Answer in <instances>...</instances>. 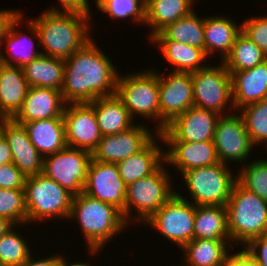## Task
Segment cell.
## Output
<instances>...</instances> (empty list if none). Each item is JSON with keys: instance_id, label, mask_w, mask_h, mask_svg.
<instances>
[{"instance_id": "41", "label": "cell", "mask_w": 267, "mask_h": 266, "mask_svg": "<svg viewBox=\"0 0 267 266\" xmlns=\"http://www.w3.org/2000/svg\"><path fill=\"white\" fill-rule=\"evenodd\" d=\"M26 176L13 164L0 165V188L24 189Z\"/></svg>"}, {"instance_id": "13", "label": "cell", "mask_w": 267, "mask_h": 266, "mask_svg": "<svg viewBox=\"0 0 267 266\" xmlns=\"http://www.w3.org/2000/svg\"><path fill=\"white\" fill-rule=\"evenodd\" d=\"M158 87L160 133L175 117L194 106L192 73L158 71Z\"/></svg>"}, {"instance_id": "18", "label": "cell", "mask_w": 267, "mask_h": 266, "mask_svg": "<svg viewBox=\"0 0 267 266\" xmlns=\"http://www.w3.org/2000/svg\"><path fill=\"white\" fill-rule=\"evenodd\" d=\"M62 117L67 147L92 153L102 138L94 108L89 103L66 104Z\"/></svg>"}, {"instance_id": "32", "label": "cell", "mask_w": 267, "mask_h": 266, "mask_svg": "<svg viewBox=\"0 0 267 266\" xmlns=\"http://www.w3.org/2000/svg\"><path fill=\"white\" fill-rule=\"evenodd\" d=\"M22 69L29 87L62 90L64 59L42 54Z\"/></svg>"}, {"instance_id": "50", "label": "cell", "mask_w": 267, "mask_h": 266, "mask_svg": "<svg viewBox=\"0 0 267 266\" xmlns=\"http://www.w3.org/2000/svg\"><path fill=\"white\" fill-rule=\"evenodd\" d=\"M3 65V61L2 59L0 58V70H1V66Z\"/></svg>"}, {"instance_id": "47", "label": "cell", "mask_w": 267, "mask_h": 266, "mask_svg": "<svg viewBox=\"0 0 267 266\" xmlns=\"http://www.w3.org/2000/svg\"><path fill=\"white\" fill-rule=\"evenodd\" d=\"M12 163V152L5 136L0 132V165Z\"/></svg>"}, {"instance_id": "42", "label": "cell", "mask_w": 267, "mask_h": 266, "mask_svg": "<svg viewBox=\"0 0 267 266\" xmlns=\"http://www.w3.org/2000/svg\"><path fill=\"white\" fill-rule=\"evenodd\" d=\"M258 266H267V233L252 239L243 247Z\"/></svg>"}, {"instance_id": "26", "label": "cell", "mask_w": 267, "mask_h": 266, "mask_svg": "<svg viewBox=\"0 0 267 266\" xmlns=\"http://www.w3.org/2000/svg\"><path fill=\"white\" fill-rule=\"evenodd\" d=\"M17 123L24 125L31 143L43 157L67 147L63 117Z\"/></svg>"}, {"instance_id": "34", "label": "cell", "mask_w": 267, "mask_h": 266, "mask_svg": "<svg viewBox=\"0 0 267 266\" xmlns=\"http://www.w3.org/2000/svg\"><path fill=\"white\" fill-rule=\"evenodd\" d=\"M267 60V55L246 35L240 32L235 38L230 53L222 63L228 72L251 69Z\"/></svg>"}, {"instance_id": "48", "label": "cell", "mask_w": 267, "mask_h": 266, "mask_svg": "<svg viewBox=\"0 0 267 266\" xmlns=\"http://www.w3.org/2000/svg\"><path fill=\"white\" fill-rule=\"evenodd\" d=\"M14 224L6 218L0 217V237L4 235Z\"/></svg>"}, {"instance_id": "35", "label": "cell", "mask_w": 267, "mask_h": 266, "mask_svg": "<svg viewBox=\"0 0 267 266\" xmlns=\"http://www.w3.org/2000/svg\"><path fill=\"white\" fill-rule=\"evenodd\" d=\"M241 114L252 144H265L267 149V98L251 103L238 110Z\"/></svg>"}, {"instance_id": "37", "label": "cell", "mask_w": 267, "mask_h": 266, "mask_svg": "<svg viewBox=\"0 0 267 266\" xmlns=\"http://www.w3.org/2000/svg\"><path fill=\"white\" fill-rule=\"evenodd\" d=\"M241 165L236 181L247 190L267 201V158H256Z\"/></svg>"}, {"instance_id": "31", "label": "cell", "mask_w": 267, "mask_h": 266, "mask_svg": "<svg viewBox=\"0 0 267 266\" xmlns=\"http://www.w3.org/2000/svg\"><path fill=\"white\" fill-rule=\"evenodd\" d=\"M194 239L225 240L232 245L226 206H196Z\"/></svg>"}, {"instance_id": "6", "label": "cell", "mask_w": 267, "mask_h": 266, "mask_svg": "<svg viewBox=\"0 0 267 266\" xmlns=\"http://www.w3.org/2000/svg\"><path fill=\"white\" fill-rule=\"evenodd\" d=\"M24 195L28 224L68 220L74 195L44 174L26 177Z\"/></svg>"}, {"instance_id": "14", "label": "cell", "mask_w": 267, "mask_h": 266, "mask_svg": "<svg viewBox=\"0 0 267 266\" xmlns=\"http://www.w3.org/2000/svg\"><path fill=\"white\" fill-rule=\"evenodd\" d=\"M24 15L25 14H23V12L20 10L9 22L0 47V58L2 59L3 63L21 68L32 62L38 56L42 55V51H40L42 48L40 42H38L40 41V38L36 26L29 18L24 20ZM22 24H25L26 30L28 29L27 33L26 30H20L19 26H23ZM34 39L38 40L36 42L38 44H35L34 41L36 40ZM2 46L4 48H2ZM36 48L40 49L38 50ZM4 49H6V55L5 52L2 51Z\"/></svg>"}, {"instance_id": "12", "label": "cell", "mask_w": 267, "mask_h": 266, "mask_svg": "<svg viewBox=\"0 0 267 266\" xmlns=\"http://www.w3.org/2000/svg\"><path fill=\"white\" fill-rule=\"evenodd\" d=\"M221 115L216 125L214 145L219 162L244 165L255 146L252 144L241 114L237 111ZM230 162V164H229ZM243 162V163H242Z\"/></svg>"}, {"instance_id": "1", "label": "cell", "mask_w": 267, "mask_h": 266, "mask_svg": "<svg viewBox=\"0 0 267 266\" xmlns=\"http://www.w3.org/2000/svg\"><path fill=\"white\" fill-rule=\"evenodd\" d=\"M118 66L93 37L64 59L62 96L66 104L91 103L116 93Z\"/></svg>"}, {"instance_id": "36", "label": "cell", "mask_w": 267, "mask_h": 266, "mask_svg": "<svg viewBox=\"0 0 267 266\" xmlns=\"http://www.w3.org/2000/svg\"><path fill=\"white\" fill-rule=\"evenodd\" d=\"M15 227L0 237V266H22L32 254L29 243Z\"/></svg>"}, {"instance_id": "10", "label": "cell", "mask_w": 267, "mask_h": 266, "mask_svg": "<svg viewBox=\"0 0 267 266\" xmlns=\"http://www.w3.org/2000/svg\"><path fill=\"white\" fill-rule=\"evenodd\" d=\"M195 214L196 206L176 193L143 224L182 249L194 239Z\"/></svg>"}, {"instance_id": "9", "label": "cell", "mask_w": 267, "mask_h": 266, "mask_svg": "<svg viewBox=\"0 0 267 266\" xmlns=\"http://www.w3.org/2000/svg\"><path fill=\"white\" fill-rule=\"evenodd\" d=\"M192 81L194 106L219 115H226V112L231 114L230 110L235 111L231 75L222 62L216 66L208 64L204 69L193 72Z\"/></svg>"}, {"instance_id": "3", "label": "cell", "mask_w": 267, "mask_h": 266, "mask_svg": "<svg viewBox=\"0 0 267 266\" xmlns=\"http://www.w3.org/2000/svg\"><path fill=\"white\" fill-rule=\"evenodd\" d=\"M44 11L39 16L30 18L39 34L43 55L69 58L92 38L93 26L89 16L47 9Z\"/></svg>"}, {"instance_id": "27", "label": "cell", "mask_w": 267, "mask_h": 266, "mask_svg": "<svg viewBox=\"0 0 267 266\" xmlns=\"http://www.w3.org/2000/svg\"><path fill=\"white\" fill-rule=\"evenodd\" d=\"M89 104L94 108L102 136L127 131L135 125V120L115 94L99 97Z\"/></svg>"}, {"instance_id": "25", "label": "cell", "mask_w": 267, "mask_h": 266, "mask_svg": "<svg viewBox=\"0 0 267 266\" xmlns=\"http://www.w3.org/2000/svg\"><path fill=\"white\" fill-rule=\"evenodd\" d=\"M28 88L21 67L3 63L0 70V119H12L17 114Z\"/></svg>"}, {"instance_id": "20", "label": "cell", "mask_w": 267, "mask_h": 266, "mask_svg": "<svg viewBox=\"0 0 267 266\" xmlns=\"http://www.w3.org/2000/svg\"><path fill=\"white\" fill-rule=\"evenodd\" d=\"M164 159L169 167H174L181 175L193 168L219 163L214 141L186 142L163 140Z\"/></svg>"}, {"instance_id": "43", "label": "cell", "mask_w": 267, "mask_h": 266, "mask_svg": "<svg viewBox=\"0 0 267 266\" xmlns=\"http://www.w3.org/2000/svg\"><path fill=\"white\" fill-rule=\"evenodd\" d=\"M89 0H58V4L57 7L55 6H51L50 11H54V12H72V13H78L81 15H86L91 17L92 14V10L90 7V4L88 2ZM62 9V10H61Z\"/></svg>"}, {"instance_id": "30", "label": "cell", "mask_w": 267, "mask_h": 266, "mask_svg": "<svg viewBox=\"0 0 267 266\" xmlns=\"http://www.w3.org/2000/svg\"><path fill=\"white\" fill-rule=\"evenodd\" d=\"M150 43H153V46L156 44L166 62L172 65L171 72L193 73L208 65L205 63L208 57L200 48L176 41H151Z\"/></svg>"}, {"instance_id": "40", "label": "cell", "mask_w": 267, "mask_h": 266, "mask_svg": "<svg viewBox=\"0 0 267 266\" xmlns=\"http://www.w3.org/2000/svg\"><path fill=\"white\" fill-rule=\"evenodd\" d=\"M241 32L267 55V14L245 18Z\"/></svg>"}, {"instance_id": "39", "label": "cell", "mask_w": 267, "mask_h": 266, "mask_svg": "<svg viewBox=\"0 0 267 266\" xmlns=\"http://www.w3.org/2000/svg\"><path fill=\"white\" fill-rule=\"evenodd\" d=\"M0 217L11 221L16 229L28 225L24 189L0 188Z\"/></svg>"}, {"instance_id": "24", "label": "cell", "mask_w": 267, "mask_h": 266, "mask_svg": "<svg viewBox=\"0 0 267 266\" xmlns=\"http://www.w3.org/2000/svg\"><path fill=\"white\" fill-rule=\"evenodd\" d=\"M241 32V24L230 19L227 15L206 17L204 23V52L210 58L214 53H220V61L230 53L235 38ZM211 55V56H210Z\"/></svg>"}, {"instance_id": "46", "label": "cell", "mask_w": 267, "mask_h": 266, "mask_svg": "<svg viewBox=\"0 0 267 266\" xmlns=\"http://www.w3.org/2000/svg\"><path fill=\"white\" fill-rule=\"evenodd\" d=\"M20 10H14V9H8V10H1L0 9V47L2 38L4 36V33L8 27L9 22L14 18V16L19 12Z\"/></svg>"}, {"instance_id": "2", "label": "cell", "mask_w": 267, "mask_h": 266, "mask_svg": "<svg viewBox=\"0 0 267 266\" xmlns=\"http://www.w3.org/2000/svg\"><path fill=\"white\" fill-rule=\"evenodd\" d=\"M77 221L85 239L86 248L93 258L119 233H124L130 226L122 212L114 205L102 202L85 193L73 197L69 221Z\"/></svg>"}, {"instance_id": "23", "label": "cell", "mask_w": 267, "mask_h": 266, "mask_svg": "<svg viewBox=\"0 0 267 266\" xmlns=\"http://www.w3.org/2000/svg\"><path fill=\"white\" fill-rule=\"evenodd\" d=\"M229 73L235 111L267 98V60L254 68Z\"/></svg>"}, {"instance_id": "7", "label": "cell", "mask_w": 267, "mask_h": 266, "mask_svg": "<svg viewBox=\"0 0 267 266\" xmlns=\"http://www.w3.org/2000/svg\"><path fill=\"white\" fill-rule=\"evenodd\" d=\"M132 71L126 75L119 73L115 95L134 120L138 116L143 120L156 121L154 130L159 133L158 70Z\"/></svg>"}, {"instance_id": "11", "label": "cell", "mask_w": 267, "mask_h": 266, "mask_svg": "<svg viewBox=\"0 0 267 266\" xmlns=\"http://www.w3.org/2000/svg\"><path fill=\"white\" fill-rule=\"evenodd\" d=\"M91 160L90 151L66 147L43 157L42 174L76 196L83 192Z\"/></svg>"}, {"instance_id": "29", "label": "cell", "mask_w": 267, "mask_h": 266, "mask_svg": "<svg viewBox=\"0 0 267 266\" xmlns=\"http://www.w3.org/2000/svg\"><path fill=\"white\" fill-rule=\"evenodd\" d=\"M205 17L199 16L195 10L189 15L168 24L149 41H176L204 51Z\"/></svg>"}, {"instance_id": "28", "label": "cell", "mask_w": 267, "mask_h": 266, "mask_svg": "<svg viewBox=\"0 0 267 266\" xmlns=\"http://www.w3.org/2000/svg\"><path fill=\"white\" fill-rule=\"evenodd\" d=\"M195 0H146L145 25L151 29L148 39L164 29L168 24L189 15Z\"/></svg>"}, {"instance_id": "4", "label": "cell", "mask_w": 267, "mask_h": 266, "mask_svg": "<svg viewBox=\"0 0 267 266\" xmlns=\"http://www.w3.org/2000/svg\"><path fill=\"white\" fill-rule=\"evenodd\" d=\"M232 244L245 247L267 233V201L235 182L226 205Z\"/></svg>"}, {"instance_id": "8", "label": "cell", "mask_w": 267, "mask_h": 266, "mask_svg": "<svg viewBox=\"0 0 267 266\" xmlns=\"http://www.w3.org/2000/svg\"><path fill=\"white\" fill-rule=\"evenodd\" d=\"M234 171L235 169L231 170V166L221 162L190 169L181 175L190 200L185 198V195L182 196L181 191L176 193L195 206H226L236 182Z\"/></svg>"}, {"instance_id": "16", "label": "cell", "mask_w": 267, "mask_h": 266, "mask_svg": "<svg viewBox=\"0 0 267 266\" xmlns=\"http://www.w3.org/2000/svg\"><path fill=\"white\" fill-rule=\"evenodd\" d=\"M141 124L136 123L127 131L102 136L97 147L92 151V159L99 162L118 163L138 153L158 134L156 130H150L148 125Z\"/></svg>"}, {"instance_id": "33", "label": "cell", "mask_w": 267, "mask_h": 266, "mask_svg": "<svg viewBox=\"0 0 267 266\" xmlns=\"http://www.w3.org/2000/svg\"><path fill=\"white\" fill-rule=\"evenodd\" d=\"M232 247L225 240L193 239L183 248V266H222ZM229 249H232L231 251Z\"/></svg>"}, {"instance_id": "38", "label": "cell", "mask_w": 267, "mask_h": 266, "mask_svg": "<svg viewBox=\"0 0 267 266\" xmlns=\"http://www.w3.org/2000/svg\"><path fill=\"white\" fill-rule=\"evenodd\" d=\"M96 9L112 20L132 19L134 23L145 24V0H95Z\"/></svg>"}, {"instance_id": "44", "label": "cell", "mask_w": 267, "mask_h": 266, "mask_svg": "<svg viewBox=\"0 0 267 266\" xmlns=\"http://www.w3.org/2000/svg\"><path fill=\"white\" fill-rule=\"evenodd\" d=\"M237 251V252H236ZM229 253L222 266H258L251 255L242 247L241 251L236 250Z\"/></svg>"}, {"instance_id": "15", "label": "cell", "mask_w": 267, "mask_h": 266, "mask_svg": "<svg viewBox=\"0 0 267 266\" xmlns=\"http://www.w3.org/2000/svg\"><path fill=\"white\" fill-rule=\"evenodd\" d=\"M126 189L116 163L91 160L83 193L114 205L125 219Z\"/></svg>"}, {"instance_id": "5", "label": "cell", "mask_w": 267, "mask_h": 266, "mask_svg": "<svg viewBox=\"0 0 267 266\" xmlns=\"http://www.w3.org/2000/svg\"><path fill=\"white\" fill-rule=\"evenodd\" d=\"M166 167L164 162L150 176L138 179L127 186L125 221L128 225L145 223L176 194L177 189H174L171 174ZM133 211L136 212V215L133 214Z\"/></svg>"}, {"instance_id": "17", "label": "cell", "mask_w": 267, "mask_h": 266, "mask_svg": "<svg viewBox=\"0 0 267 266\" xmlns=\"http://www.w3.org/2000/svg\"><path fill=\"white\" fill-rule=\"evenodd\" d=\"M221 115L192 106L175 117L159 134L163 140L186 142L213 141L217 122Z\"/></svg>"}, {"instance_id": "49", "label": "cell", "mask_w": 267, "mask_h": 266, "mask_svg": "<svg viewBox=\"0 0 267 266\" xmlns=\"http://www.w3.org/2000/svg\"><path fill=\"white\" fill-rule=\"evenodd\" d=\"M77 261L74 262V263L73 262L70 263L68 261V258L67 257H63V266H92L91 264H89V262L85 263L84 261H81V262L79 260H77Z\"/></svg>"}, {"instance_id": "19", "label": "cell", "mask_w": 267, "mask_h": 266, "mask_svg": "<svg viewBox=\"0 0 267 266\" xmlns=\"http://www.w3.org/2000/svg\"><path fill=\"white\" fill-rule=\"evenodd\" d=\"M0 132L7 139L12 163L26 176H35L43 171V156L37 151L29 139L23 124L13 119H0Z\"/></svg>"}, {"instance_id": "45", "label": "cell", "mask_w": 267, "mask_h": 266, "mask_svg": "<svg viewBox=\"0 0 267 266\" xmlns=\"http://www.w3.org/2000/svg\"><path fill=\"white\" fill-rule=\"evenodd\" d=\"M63 256L64 254H58L51 255L47 257L44 256L42 259L39 257V259L33 257V253L28 258V260L22 265V266H63Z\"/></svg>"}, {"instance_id": "21", "label": "cell", "mask_w": 267, "mask_h": 266, "mask_svg": "<svg viewBox=\"0 0 267 266\" xmlns=\"http://www.w3.org/2000/svg\"><path fill=\"white\" fill-rule=\"evenodd\" d=\"M66 103L59 90L29 87L21 109L12 118L15 122L62 117Z\"/></svg>"}, {"instance_id": "22", "label": "cell", "mask_w": 267, "mask_h": 266, "mask_svg": "<svg viewBox=\"0 0 267 266\" xmlns=\"http://www.w3.org/2000/svg\"><path fill=\"white\" fill-rule=\"evenodd\" d=\"M156 141H160L164 145L163 138L158 133L138 153L116 163L120 177L126 186L138 179L150 176L165 162V147L160 146Z\"/></svg>"}]
</instances>
